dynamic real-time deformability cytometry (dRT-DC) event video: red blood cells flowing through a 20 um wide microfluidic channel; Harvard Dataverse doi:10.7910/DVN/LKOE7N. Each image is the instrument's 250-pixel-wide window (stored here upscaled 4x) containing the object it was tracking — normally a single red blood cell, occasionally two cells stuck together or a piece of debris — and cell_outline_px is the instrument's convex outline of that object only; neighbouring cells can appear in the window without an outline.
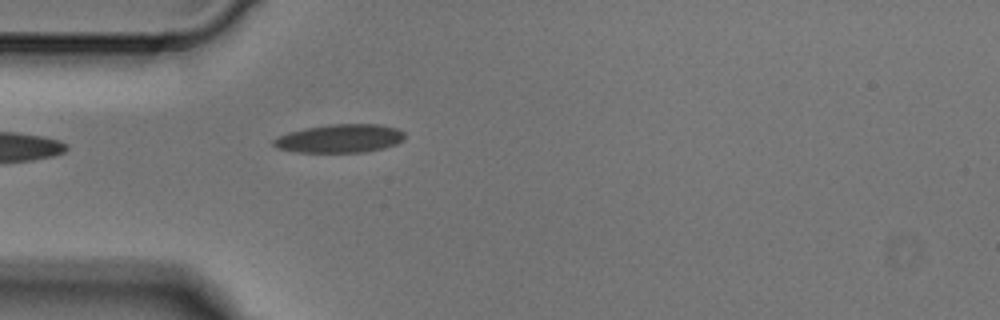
{"species": "Egyptian fruit bat (a non-hibernating species)", "species_latin": "Rousettus aegyptiacus", "temperature_condition": "cold", "stored_images_in_passage": 1, "camera_frame_rate_fps": 3000, "um_per_image_px": 0.085, "animal": {"sex": "male"}, "frame": {"image": 1, "passage_image": 1, "time_ms": 0.0, "image_size_px": [1000, 320], "cell_outline_px": [[404, 140], [396, 144], [384, 148], [364, 152], [296, 152], [276, 148], [272, 144], [272, 140], [288, 132], [304, 128], [332, 124], [380, 124], [396, 128], [404, 132]], "centroid_in_image_um": [28.89, 11.77], "position_along_channel_um": 56.1, "area_um2": 21.79}}